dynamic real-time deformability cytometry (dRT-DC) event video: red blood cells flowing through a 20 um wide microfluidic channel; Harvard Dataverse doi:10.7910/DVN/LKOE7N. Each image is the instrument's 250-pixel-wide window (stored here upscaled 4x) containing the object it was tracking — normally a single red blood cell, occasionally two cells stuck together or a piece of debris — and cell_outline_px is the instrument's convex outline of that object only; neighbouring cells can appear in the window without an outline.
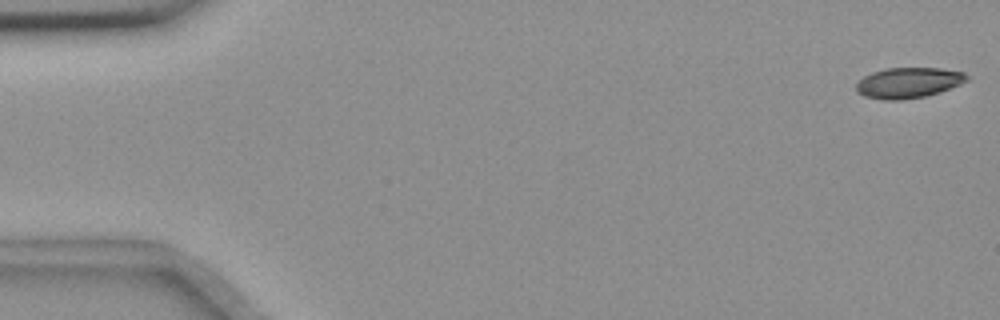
{"species": "common noctule bat (a hibernating species)", "species_latin": "Nyctalus noctula", "temperature_condition": "room temperature", "stored_images_in_passage": 55, "camera_frame_rate_fps": 3000, "um_per_image_px": 0.085, "animal": {"sex": "female", "body_mass_g": 18.4}, "frame": {"image": 1, "passage_image": 1, "time_ms": 0.0, "image_size_px": [1000, 320], "cell_outline_px": [[968, 80], [960, 84], [940, 92], [924, 96], [900, 100], [884, 100], [864, 96], [856, 92], [856, 84], [864, 76], [872, 72], [888, 68], [940, 68], [964, 72], [968, 76]], "centroid_in_image_um": [77.21, 7.03], "position_along_channel_um": 7.8, "area_um2": 19.65}}
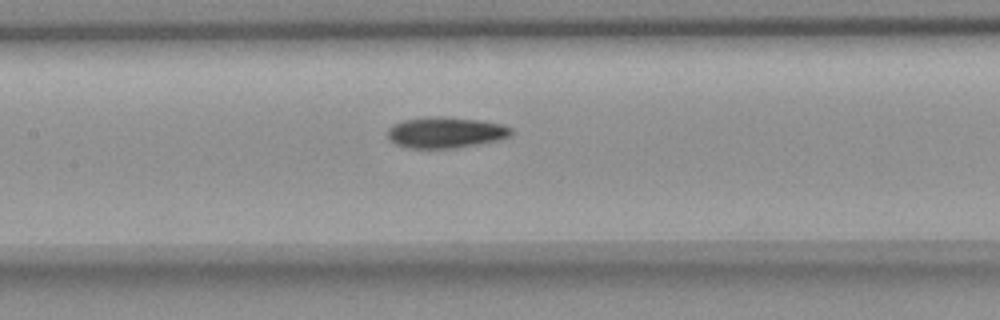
{"frame": {"image": 2, "passage_image": 26, "time_ms": 8.333, "image_size_px": [1000, 320], "cell_outline_px": [[512, 136], [496, 140], [456, 148], [408, 148], [396, 144], [388, 140], [388, 128], [392, 124], [404, 120], [428, 116], [440, 116], [480, 120], [504, 124], [512, 128]], "centroid_in_image_um": [37.86, 11.25], "position_along_channel_um": 169.5, "area_um2": 22.48}}
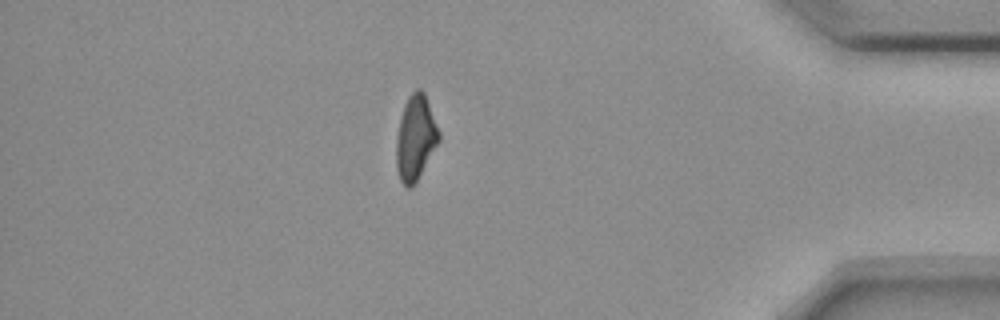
{"frame": {"image": 3, "passage_image": 48, "time_ms": 15.667, "image_size_px": [1000, 320], "cell_outline_px": [[440, 140], [412, 188], [408, 188], [400, 180], [396, 168], [396, 140], [400, 120], [404, 104], [408, 96], [416, 88], [420, 88], [424, 92], [440, 132]], "centroid_in_image_um": [35.31, 11.71], "position_along_channel_um": 399.9, "area_um2": 20.98}, "authors_computed_cell_mechanics": {"area_um2": 21.6172, "velocity_mm_per_s": 3.6606, "shape_relaxation_time_tau1_ms": 9.2586, "shape_relaxation_time_tau2_ms": 5.207, "deformation_change_tau1": 0.2013, "deformation_change_tau2": 0.1171}}